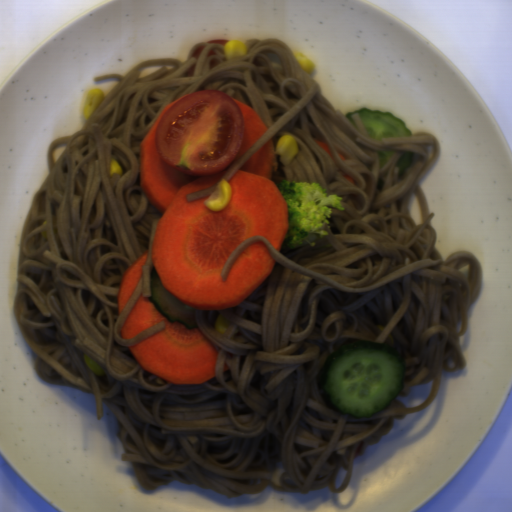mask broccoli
<instances>
[{
  "label": "broccoli",
  "instance_id": "1",
  "mask_svg": "<svg viewBox=\"0 0 512 512\" xmlns=\"http://www.w3.org/2000/svg\"><path fill=\"white\" fill-rule=\"evenodd\" d=\"M278 190L285 202L287 230L283 241L291 248L314 247V241L329 234L330 215L344 211L342 196L328 195L321 184L309 181L282 180Z\"/></svg>",
  "mask_w": 512,
  "mask_h": 512
}]
</instances>
